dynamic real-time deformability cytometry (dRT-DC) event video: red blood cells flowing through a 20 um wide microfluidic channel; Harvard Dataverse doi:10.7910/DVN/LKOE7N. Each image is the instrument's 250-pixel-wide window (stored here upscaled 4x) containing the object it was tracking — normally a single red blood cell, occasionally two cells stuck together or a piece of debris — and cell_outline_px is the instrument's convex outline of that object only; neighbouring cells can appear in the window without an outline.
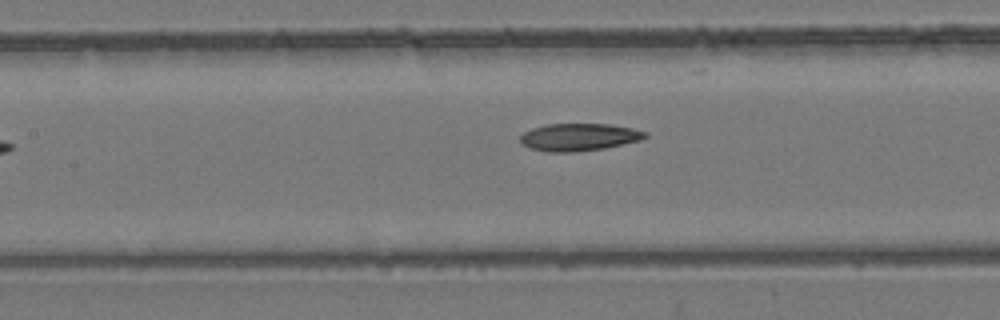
{"species": "common noctule bat (a hibernating species)", "species_latin": "Nyctalus noctula", "temperature_condition": "room temperature", "stored_images_in_passage": 8, "camera_frame_rate_fps": 3000, "um_per_image_px": 0.085, "animal": {"sex": "female", "body_mass_g": 24.6, "forearm_length_mm": 56.2}, "frame": {"image": 1, "passage_image": 8, "time_ms": 2.333, "image_size_px": [1000, 320], "cell_outline_px": [[648, 136], [640, 140], [604, 148], [572, 152], [548, 152], [532, 148], [524, 144], [520, 140], [520, 136], [524, 132], [532, 128], [544, 124], [608, 124], [632, 128], [648, 132]], "centroid_in_image_um": [49.22, 11.64], "position_along_channel_um": 158.2, "area_um2": 19.83}}